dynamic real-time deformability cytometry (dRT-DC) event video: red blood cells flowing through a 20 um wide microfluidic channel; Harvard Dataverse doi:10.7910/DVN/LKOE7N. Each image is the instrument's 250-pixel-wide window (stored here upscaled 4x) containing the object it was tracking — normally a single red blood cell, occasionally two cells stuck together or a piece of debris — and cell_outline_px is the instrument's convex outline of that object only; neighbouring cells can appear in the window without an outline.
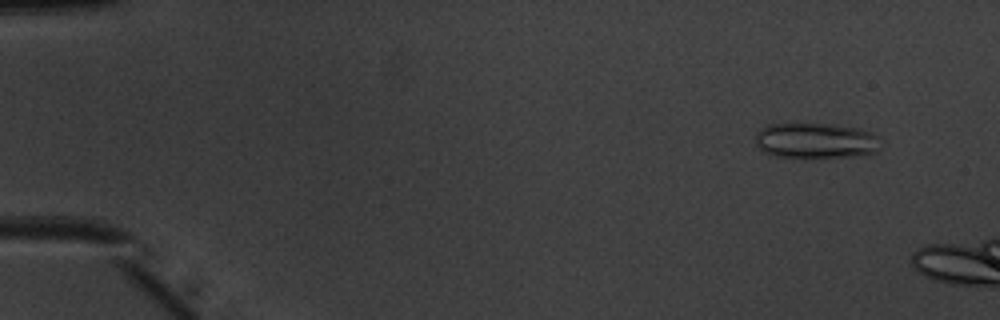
{"species": "common noctule bat (a hibernating species)", "species_latin": "Nyctalus noctula", "temperature_condition": "warm", "stored_images_in_passage": 15, "camera_frame_rate_fps": 3000, "um_per_image_px": 0.085, "animal": {"sex": "male", "body_mass_g": 20.1, "forearm_length_mm": 53.5}, "frame": {"image": 1, "passage_image": 5, "time_ms": 1.333, "image_size_px": [1000, 320], "cell_outline_px": [[880, 148], [876, 152], [864, 156], [776, 156], [764, 152], [756, 144], [756, 132], [760, 128], [768, 124], [836, 124], [856, 128], [868, 132], [876, 136]], "centroid_in_image_um": [69.32, 11.94], "position_along_channel_um": 15.7, "area_um2": 25.49}}